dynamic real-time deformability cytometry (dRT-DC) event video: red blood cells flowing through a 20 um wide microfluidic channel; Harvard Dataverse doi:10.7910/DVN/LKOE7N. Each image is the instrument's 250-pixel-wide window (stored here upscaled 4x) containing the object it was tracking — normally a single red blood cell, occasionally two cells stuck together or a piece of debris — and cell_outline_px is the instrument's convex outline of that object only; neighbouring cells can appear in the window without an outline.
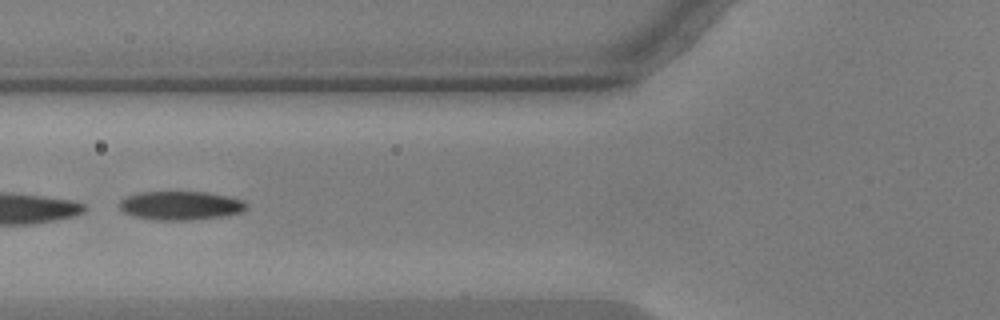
{"species": "common noctule bat (a hibernating species)", "species_latin": "Nyctalus noctula", "temperature_condition": "warm", "stored_images_in_passage": 24, "camera_frame_rate_fps": 3000, "um_per_image_px": 0.085, "animal": {"sex": "male", "body_mass_g": 17.9, "forearm_length_mm": 54.2}, "frame": {"image": 1, "passage_image": 4, "time_ms": 1.0, "image_size_px": [1000, 320], "cell_outline_px": [[248, 208], [240, 212], [228, 216], [188, 220], [156, 220], [132, 216], [124, 212], [120, 208], [120, 200], [128, 196], [140, 192], [208, 192], [228, 196], [244, 200], [248, 204]], "centroid_in_image_um": [15.4, 17.47], "position_along_channel_um": 110.4, "area_um2": 21.44}}